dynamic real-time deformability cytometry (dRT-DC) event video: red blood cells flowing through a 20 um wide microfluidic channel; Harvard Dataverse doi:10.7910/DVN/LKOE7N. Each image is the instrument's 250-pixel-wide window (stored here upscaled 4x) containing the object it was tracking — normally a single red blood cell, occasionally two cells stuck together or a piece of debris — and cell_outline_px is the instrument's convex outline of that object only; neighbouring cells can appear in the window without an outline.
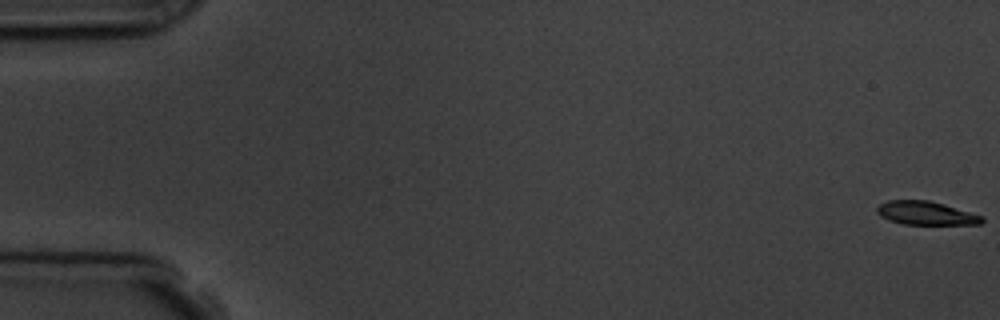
{"species": "common noctule bat (a hibernating species)", "species_latin": "Nyctalus noctula", "temperature_condition": "room temperature", "stored_images_in_passage": 5, "camera_frame_rate_fps": 3000, "um_per_image_px": 0.085, "animal": {"sex": "male", "body_mass_g": 19.5, "forearm_length_mm": 54.6}, "frame": {"image": 1, "passage_image": 1, "time_ms": 0.0, "image_size_px": [1000, 320], "cell_outline_px": [[984, 220], [980, 224], [904, 224], [888, 220], [880, 216], [876, 212], [876, 208], [880, 204], [888, 200], [928, 200], [944, 204], [984, 216]], "centroid_in_image_um": [78.69, 18.11], "position_along_channel_um": 6.3, "area_um2": 14.39}}
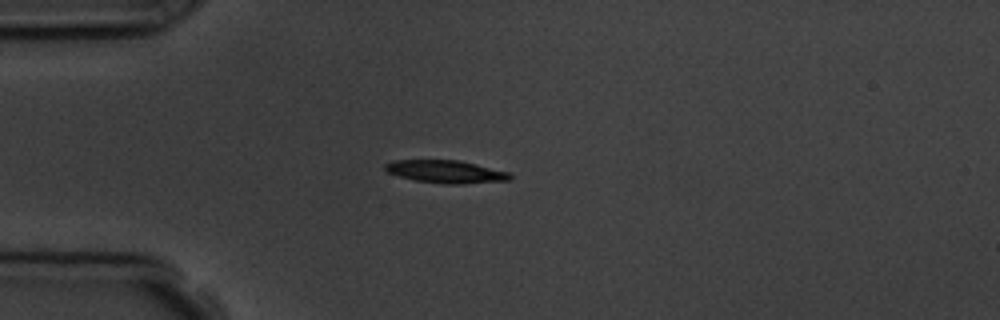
{"frame": {"image": 2, "passage_image": 5, "time_ms": 4.667, "image_size_px": [1000, 320], "cell_outline_px": [[512, 180], [460, 184], [448, 184], [416, 180], [400, 176], [388, 172], [384, 168], [384, 164], [392, 160], [460, 160], [508, 172], [512, 176]], "centroid_in_image_um": [37.9, 14.58], "position_along_channel_um": 47.1, "area_um2": 16.42}}